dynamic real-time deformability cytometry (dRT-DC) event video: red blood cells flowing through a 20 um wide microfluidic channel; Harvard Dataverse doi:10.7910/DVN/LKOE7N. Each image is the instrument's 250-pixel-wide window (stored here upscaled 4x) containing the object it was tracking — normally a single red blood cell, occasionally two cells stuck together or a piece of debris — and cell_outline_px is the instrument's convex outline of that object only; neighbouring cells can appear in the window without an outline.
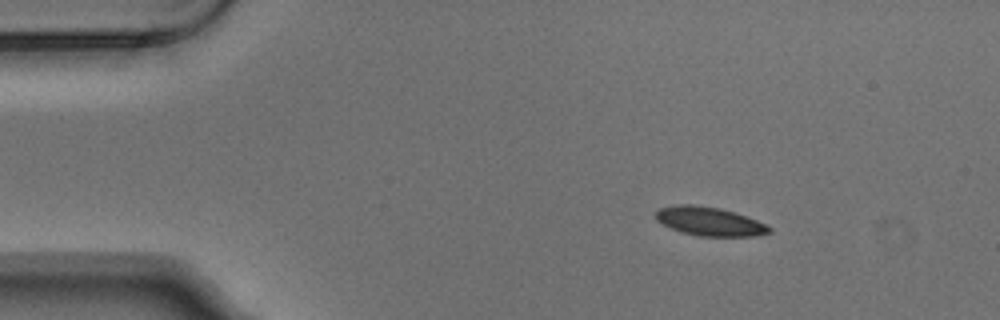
{"species": "Egyptian fruit bat (a non-hibernating species)", "species_latin": "Rousettus aegyptiacus", "temperature_condition": "warm", "stored_images_in_passage": 4, "camera_frame_rate_fps": 3000, "um_per_image_px": 0.085, "animal": {"sex": "male"}, "frame": {"image": 1, "passage_image": 2, "time_ms": 0.333, "image_size_px": [1000, 320], "cell_outline_px": [[772, 232], [756, 236], [700, 236], [680, 232], [656, 220], [656, 212], [660, 208], [676, 204], [692, 204], [720, 208], [768, 224], [772, 228]], "centroid_in_image_um": [60.33, 18.82], "position_along_channel_um": 24.7, "area_um2": 18.96}}